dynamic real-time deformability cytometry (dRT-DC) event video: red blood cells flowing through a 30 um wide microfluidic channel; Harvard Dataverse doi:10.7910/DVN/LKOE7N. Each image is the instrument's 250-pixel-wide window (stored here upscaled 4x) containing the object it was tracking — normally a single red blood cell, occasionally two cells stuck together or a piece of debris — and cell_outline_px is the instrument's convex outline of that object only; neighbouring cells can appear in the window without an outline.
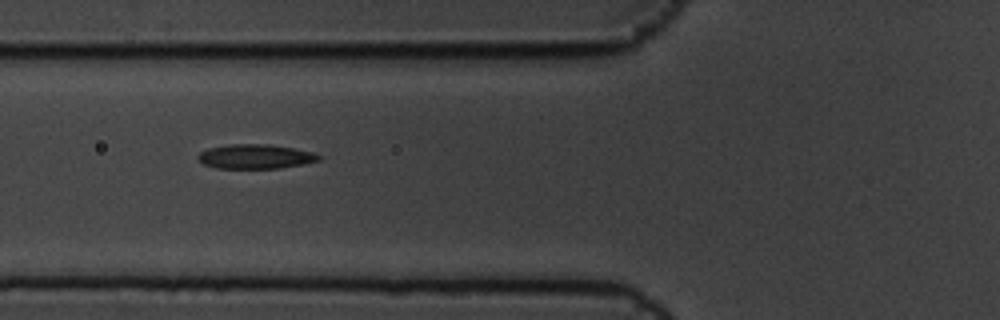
{"species": "common noctule bat (a hibernating species)", "species_latin": "Nyctalus noctula", "temperature_condition": "cold", "stored_images_in_passage": 5, "camera_frame_rate_fps": 3000, "um_per_image_px": 0.085, "animal": {"sex": "male", "body_mass_g": 19.5, "forearm_length_mm": 54.6}, "frame": {"image": 1, "passage_image": 2, "time_ms": 0.333, "image_size_px": [1000, 320], "cell_outline_px": [[324, 156], [320, 160], [304, 164], [280, 168], [216, 168], [204, 164], [196, 156], [200, 152], [208, 148], [228, 144], [268, 144], [292, 148], [312, 152]], "centroid_in_image_um": [21.73, 13.3], "position_along_channel_um": 104.1, "area_um2": 17.22}}
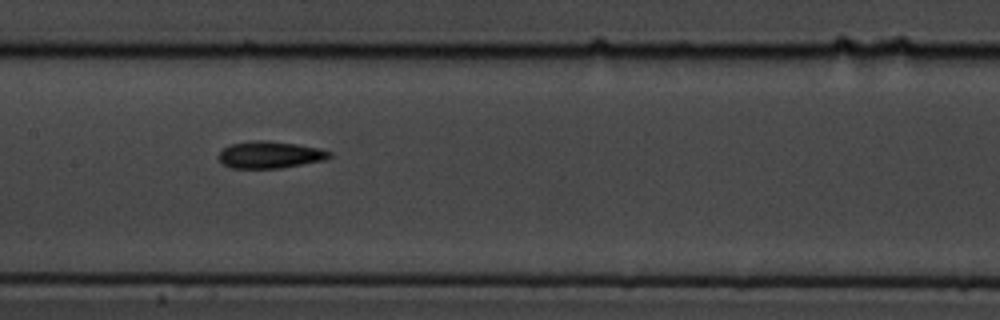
{"frame": {"image": 2, "passage_image": 4, "time_ms": 1.0, "image_size_px": [1000, 320], "cell_outline_px": [[332, 156], [324, 160], [280, 168], [232, 168], [224, 164], [216, 156], [224, 148], [232, 144], [256, 140], [268, 140], [296, 144], [320, 148], [332, 152]], "centroid_in_image_um": [22.96, 13.15], "position_along_channel_um": 184.4, "area_um2": 17.34}}
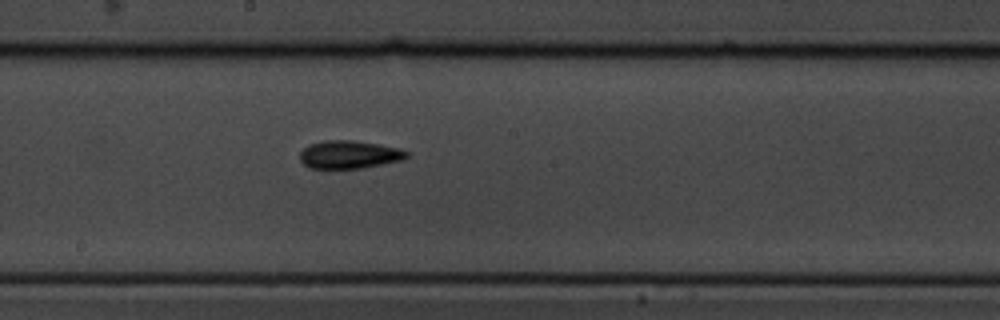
{"frame": {"image": 3, "passage_image": 5, "time_ms": 1.333, "image_size_px": [1000, 320], "cell_outline_px": [[408, 156], [400, 160], [360, 168], [308, 168], [300, 160], [300, 152], [308, 144], [324, 140], [352, 140], [376, 144], [396, 148], [408, 152]], "centroid_in_image_um": [29.6, 13.13], "position_along_channel_um": 218.6, "area_um2": 17.11}}